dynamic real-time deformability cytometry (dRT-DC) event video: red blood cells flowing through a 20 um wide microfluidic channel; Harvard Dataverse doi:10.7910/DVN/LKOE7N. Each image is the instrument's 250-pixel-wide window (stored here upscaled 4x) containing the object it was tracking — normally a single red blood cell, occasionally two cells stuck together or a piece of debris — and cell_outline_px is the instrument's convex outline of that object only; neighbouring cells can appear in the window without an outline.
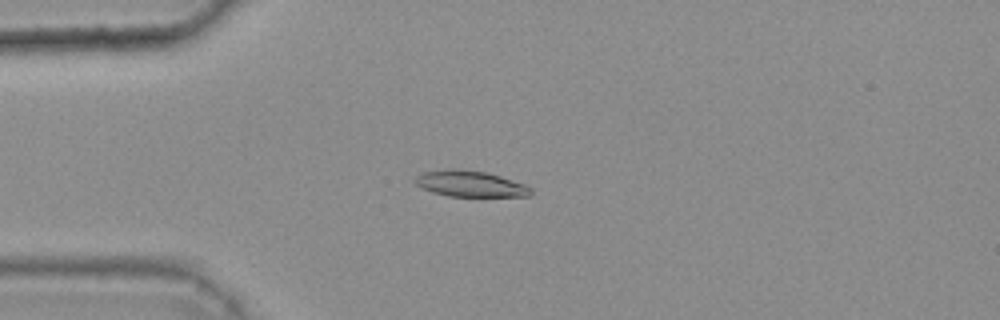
{"species": "common noctule bat (a hibernating species)", "species_latin": "Nyctalus noctula", "temperature_condition": "warm", "stored_images_in_passage": 35, "camera_frame_rate_fps": 3000, "um_per_image_px": 0.085, "animal": {"sex": "female", "body_mass_g": 25.1}, "frame": {"image": 1, "passage_image": 3, "time_ms": 0.667, "image_size_px": [1000, 320], "cell_outline_px": [[532, 192], [528, 196], [448, 196], [432, 192], [420, 188], [412, 180], [420, 172], [452, 168], [488, 172], [524, 184], [532, 188]], "centroid_in_image_um": [39.9, 15.61], "position_along_channel_um": 45.1, "area_um2": 17.69}}
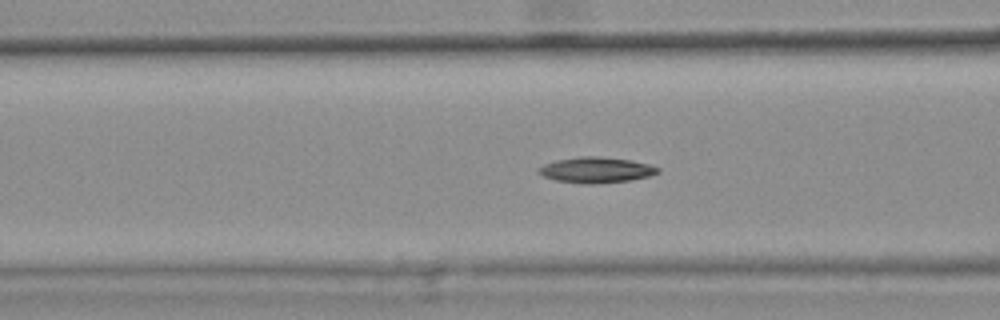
{"frame": {"image": 2, "passage_image": 10, "time_ms": 3.0, "image_size_px": [1000, 320], "cell_outline_px": [[660, 172], [648, 176], [632, 180], [592, 184], [584, 184], [556, 180], [544, 176], [536, 172], [536, 168], [544, 164], [556, 160], [580, 156], [600, 156], [632, 160], [648, 164], [660, 168]], "centroid_in_image_um": [50.65, 14.44], "position_along_channel_um": 115.9, "area_um2": 17.98}}
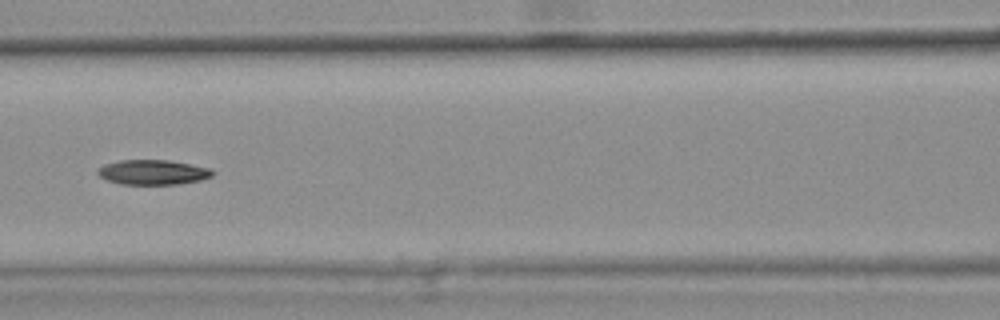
{"frame": {"image": 3, "passage_image": 13, "time_ms": 4.0, "image_size_px": [1000, 320], "cell_outline_px": [[212, 176], [200, 180], [176, 184], [120, 184], [108, 180], [100, 176], [96, 172], [96, 168], [104, 164], [120, 160], [168, 160], [212, 168]], "centroid_in_image_um": [12.96, 14.63], "position_along_channel_um": 153.6, "area_um2": 16.59}, "authors_computed_cell_mechanics": {"area_um2": 16.9354, "velocity_mm_per_s": 3.7684, "shape_relaxation_time_tau1_ms": 8.1174, "shape_relaxation_time_tau2_ms": null, "deformation_change_tau1": 0.1582, "deformation_change_tau2": null}}